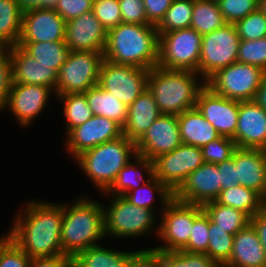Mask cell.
I'll return each instance as SVG.
<instances>
[{
    "instance_id": "cell-1",
    "label": "cell",
    "mask_w": 266,
    "mask_h": 267,
    "mask_svg": "<svg viewBox=\"0 0 266 267\" xmlns=\"http://www.w3.org/2000/svg\"><path fill=\"white\" fill-rule=\"evenodd\" d=\"M26 204L25 209L19 210L13 219L14 222L6 235L30 258L63 255V203L30 200Z\"/></svg>"
},
{
    "instance_id": "cell-2",
    "label": "cell",
    "mask_w": 266,
    "mask_h": 267,
    "mask_svg": "<svg viewBox=\"0 0 266 267\" xmlns=\"http://www.w3.org/2000/svg\"><path fill=\"white\" fill-rule=\"evenodd\" d=\"M158 47L155 25L120 23L108 31L104 59L149 70L158 64Z\"/></svg>"
},
{
    "instance_id": "cell-3",
    "label": "cell",
    "mask_w": 266,
    "mask_h": 267,
    "mask_svg": "<svg viewBox=\"0 0 266 267\" xmlns=\"http://www.w3.org/2000/svg\"><path fill=\"white\" fill-rule=\"evenodd\" d=\"M79 197L71 206L63 204L61 246L63 254L71 258L106 237L103 204L87 195Z\"/></svg>"
},
{
    "instance_id": "cell-4",
    "label": "cell",
    "mask_w": 266,
    "mask_h": 267,
    "mask_svg": "<svg viewBox=\"0 0 266 267\" xmlns=\"http://www.w3.org/2000/svg\"><path fill=\"white\" fill-rule=\"evenodd\" d=\"M197 72L168 70L159 66L149 69L148 89L153 94L161 114L180 115L196 107L200 91L206 82Z\"/></svg>"
},
{
    "instance_id": "cell-5",
    "label": "cell",
    "mask_w": 266,
    "mask_h": 267,
    "mask_svg": "<svg viewBox=\"0 0 266 267\" xmlns=\"http://www.w3.org/2000/svg\"><path fill=\"white\" fill-rule=\"evenodd\" d=\"M136 156L135 142L123 135L88 149L74 159L81 171L103 194L114 183L120 170L132 160L131 157Z\"/></svg>"
},
{
    "instance_id": "cell-6",
    "label": "cell",
    "mask_w": 266,
    "mask_h": 267,
    "mask_svg": "<svg viewBox=\"0 0 266 267\" xmlns=\"http://www.w3.org/2000/svg\"><path fill=\"white\" fill-rule=\"evenodd\" d=\"M110 206L104 207L105 236L129 238L147 236L152 231L158 234L156 213L131 204L123 196H111ZM156 226V229H155Z\"/></svg>"
},
{
    "instance_id": "cell-7",
    "label": "cell",
    "mask_w": 266,
    "mask_h": 267,
    "mask_svg": "<svg viewBox=\"0 0 266 267\" xmlns=\"http://www.w3.org/2000/svg\"><path fill=\"white\" fill-rule=\"evenodd\" d=\"M158 35L157 66L168 70H190L198 73L201 34L189 27Z\"/></svg>"
},
{
    "instance_id": "cell-8",
    "label": "cell",
    "mask_w": 266,
    "mask_h": 267,
    "mask_svg": "<svg viewBox=\"0 0 266 267\" xmlns=\"http://www.w3.org/2000/svg\"><path fill=\"white\" fill-rule=\"evenodd\" d=\"M201 205L188 204L172 198L161 210L158 238L163 245L152 247L155 251L176 252L183 250L189 241L194 220L203 212Z\"/></svg>"
},
{
    "instance_id": "cell-9",
    "label": "cell",
    "mask_w": 266,
    "mask_h": 267,
    "mask_svg": "<svg viewBox=\"0 0 266 267\" xmlns=\"http://www.w3.org/2000/svg\"><path fill=\"white\" fill-rule=\"evenodd\" d=\"M104 52L71 51L67 62L60 66L55 86V96L85 93L98 85Z\"/></svg>"
},
{
    "instance_id": "cell-10",
    "label": "cell",
    "mask_w": 266,
    "mask_h": 267,
    "mask_svg": "<svg viewBox=\"0 0 266 267\" xmlns=\"http://www.w3.org/2000/svg\"><path fill=\"white\" fill-rule=\"evenodd\" d=\"M240 37L235 24L223 27L202 36L198 74L205 82L217 71L237 62Z\"/></svg>"
},
{
    "instance_id": "cell-11",
    "label": "cell",
    "mask_w": 266,
    "mask_h": 267,
    "mask_svg": "<svg viewBox=\"0 0 266 267\" xmlns=\"http://www.w3.org/2000/svg\"><path fill=\"white\" fill-rule=\"evenodd\" d=\"M266 72L260 67L234 62L214 73L206 86L214 93L236 101L254 100Z\"/></svg>"
},
{
    "instance_id": "cell-12",
    "label": "cell",
    "mask_w": 266,
    "mask_h": 267,
    "mask_svg": "<svg viewBox=\"0 0 266 267\" xmlns=\"http://www.w3.org/2000/svg\"><path fill=\"white\" fill-rule=\"evenodd\" d=\"M149 70L103 61L98 85L127 106L148 88Z\"/></svg>"
},
{
    "instance_id": "cell-13",
    "label": "cell",
    "mask_w": 266,
    "mask_h": 267,
    "mask_svg": "<svg viewBox=\"0 0 266 267\" xmlns=\"http://www.w3.org/2000/svg\"><path fill=\"white\" fill-rule=\"evenodd\" d=\"M203 163L201 148L181 143L173 151L153 160L154 176L174 193Z\"/></svg>"
},
{
    "instance_id": "cell-14",
    "label": "cell",
    "mask_w": 266,
    "mask_h": 267,
    "mask_svg": "<svg viewBox=\"0 0 266 267\" xmlns=\"http://www.w3.org/2000/svg\"><path fill=\"white\" fill-rule=\"evenodd\" d=\"M65 135L66 151L75 158L88 149L123 136V128L109 118L93 115Z\"/></svg>"
},
{
    "instance_id": "cell-15",
    "label": "cell",
    "mask_w": 266,
    "mask_h": 267,
    "mask_svg": "<svg viewBox=\"0 0 266 267\" xmlns=\"http://www.w3.org/2000/svg\"><path fill=\"white\" fill-rule=\"evenodd\" d=\"M240 101L225 98L205 86L199 93L196 109L220 136L233 139L236 132Z\"/></svg>"
},
{
    "instance_id": "cell-16",
    "label": "cell",
    "mask_w": 266,
    "mask_h": 267,
    "mask_svg": "<svg viewBox=\"0 0 266 267\" xmlns=\"http://www.w3.org/2000/svg\"><path fill=\"white\" fill-rule=\"evenodd\" d=\"M221 185L217 164L204 162L186 177L173 193V198L180 202L203 206L217 199L222 191Z\"/></svg>"
},
{
    "instance_id": "cell-17",
    "label": "cell",
    "mask_w": 266,
    "mask_h": 267,
    "mask_svg": "<svg viewBox=\"0 0 266 267\" xmlns=\"http://www.w3.org/2000/svg\"><path fill=\"white\" fill-rule=\"evenodd\" d=\"M182 143L176 115L161 114L135 142L137 155L154 160Z\"/></svg>"
},
{
    "instance_id": "cell-18",
    "label": "cell",
    "mask_w": 266,
    "mask_h": 267,
    "mask_svg": "<svg viewBox=\"0 0 266 267\" xmlns=\"http://www.w3.org/2000/svg\"><path fill=\"white\" fill-rule=\"evenodd\" d=\"M53 92L54 90L47 86L12 84L5 109H10L18 124L24 128L43 113L50 95L55 94Z\"/></svg>"
},
{
    "instance_id": "cell-19",
    "label": "cell",
    "mask_w": 266,
    "mask_h": 267,
    "mask_svg": "<svg viewBox=\"0 0 266 267\" xmlns=\"http://www.w3.org/2000/svg\"><path fill=\"white\" fill-rule=\"evenodd\" d=\"M66 21L53 8L23 12L18 42H57L65 40Z\"/></svg>"
},
{
    "instance_id": "cell-20",
    "label": "cell",
    "mask_w": 266,
    "mask_h": 267,
    "mask_svg": "<svg viewBox=\"0 0 266 267\" xmlns=\"http://www.w3.org/2000/svg\"><path fill=\"white\" fill-rule=\"evenodd\" d=\"M108 32L93 11L66 22L65 40L71 51L104 52Z\"/></svg>"
},
{
    "instance_id": "cell-21",
    "label": "cell",
    "mask_w": 266,
    "mask_h": 267,
    "mask_svg": "<svg viewBox=\"0 0 266 267\" xmlns=\"http://www.w3.org/2000/svg\"><path fill=\"white\" fill-rule=\"evenodd\" d=\"M233 140L239 148L266 151V112L254 100L240 101Z\"/></svg>"
},
{
    "instance_id": "cell-22",
    "label": "cell",
    "mask_w": 266,
    "mask_h": 267,
    "mask_svg": "<svg viewBox=\"0 0 266 267\" xmlns=\"http://www.w3.org/2000/svg\"><path fill=\"white\" fill-rule=\"evenodd\" d=\"M12 61V84H33L51 87L55 93L57 72L35 60L19 45L7 47Z\"/></svg>"
},
{
    "instance_id": "cell-23",
    "label": "cell",
    "mask_w": 266,
    "mask_h": 267,
    "mask_svg": "<svg viewBox=\"0 0 266 267\" xmlns=\"http://www.w3.org/2000/svg\"><path fill=\"white\" fill-rule=\"evenodd\" d=\"M226 267H266L265 251L250 223L234 235L233 250Z\"/></svg>"
},
{
    "instance_id": "cell-24",
    "label": "cell",
    "mask_w": 266,
    "mask_h": 267,
    "mask_svg": "<svg viewBox=\"0 0 266 267\" xmlns=\"http://www.w3.org/2000/svg\"><path fill=\"white\" fill-rule=\"evenodd\" d=\"M234 161L239 184L260 195L266 173V151L237 147Z\"/></svg>"
},
{
    "instance_id": "cell-25",
    "label": "cell",
    "mask_w": 266,
    "mask_h": 267,
    "mask_svg": "<svg viewBox=\"0 0 266 267\" xmlns=\"http://www.w3.org/2000/svg\"><path fill=\"white\" fill-rule=\"evenodd\" d=\"M161 115L153 94L147 88L131 105L123 135L136 142Z\"/></svg>"
},
{
    "instance_id": "cell-26",
    "label": "cell",
    "mask_w": 266,
    "mask_h": 267,
    "mask_svg": "<svg viewBox=\"0 0 266 267\" xmlns=\"http://www.w3.org/2000/svg\"><path fill=\"white\" fill-rule=\"evenodd\" d=\"M134 159L125 165L111 187L104 192V195L124 196L127 192L137 189L143 184H146L154 176L153 160L137 155ZM147 174V179L144 181V174Z\"/></svg>"
},
{
    "instance_id": "cell-27",
    "label": "cell",
    "mask_w": 266,
    "mask_h": 267,
    "mask_svg": "<svg viewBox=\"0 0 266 267\" xmlns=\"http://www.w3.org/2000/svg\"><path fill=\"white\" fill-rule=\"evenodd\" d=\"M177 119L183 144L202 148L220 136L196 107L178 115Z\"/></svg>"
},
{
    "instance_id": "cell-28",
    "label": "cell",
    "mask_w": 266,
    "mask_h": 267,
    "mask_svg": "<svg viewBox=\"0 0 266 267\" xmlns=\"http://www.w3.org/2000/svg\"><path fill=\"white\" fill-rule=\"evenodd\" d=\"M130 251L108 249L100 244L91 246L71 258V267H129L139 250Z\"/></svg>"
},
{
    "instance_id": "cell-29",
    "label": "cell",
    "mask_w": 266,
    "mask_h": 267,
    "mask_svg": "<svg viewBox=\"0 0 266 267\" xmlns=\"http://www.w3.org/2000/svg\"><path fill=\"white\" fill-rule=\"evenodd\" d=\"M93 115L103 116L124 127L128 117V106L99 85L89 88L85 93Z\"/></svg>"
},
{
    "instance_id": "cell-30",
    "label": "cell",
    "mask_w": 266,
    "mask_h": 267,
    "mask_svg": "<svg viewBox=\"0 0 266 267\" xmlns=\"http://www.w3.org/2000/svg\"><path fill=\"white\" fill-rule=\"evenodd\" d=\"M29 55L57 73L60 66L67 62L71 49L64 41L57 42H18Z\"/></svg>"
},
{
    "instance_id": "cell-31",
    "label": "cell",
    "mask_w": 266,
    "mask_h": 267,
    "mask_svg": "<svg viewBox=\"0 0 266 267\" xmlns=\"http://www.w3.org/2000/svg\"><path fill=\"white\" fill-rule=\"evenodd\" d=\"M202 207L209 218L216 223V227L232 235L251 223V218L246 213L216 201L208 202Z\"/></svg>"
},
{
    "instance_id": "cell-32",
    "label": "cell",
    "mask_w": 266,
    "mask_h": 267,
    "mask_svg": "<svg viewBox=\"0 0 266 267\" xmlns=\"http://www.w3.org/2000/svg\"><path fill=\"white\" fill-rule=\"evenodd\" d=\"M227 22L220 11L218 1L193 0L191 28L202 36L223 27Z\"/></svg>"
},
{
    "instance_id": "cell-33",
    "label": "cell",
    "mask_w": 266,
    "mask_h": 267,
    "mask_svg": "<svg viewBox=\"0 0 266 267\" xmlns=\"http://www.w3.org/2000/svg\"><path fill=\"white\" fill-rule=\"evenodd\" d=\"M215 201L219 204L240 210L250 218L264 206L256 191L240 184L222 190Z\"/></svg>"
},
{
    "instance_id": "cell-34",
    "label": "cell",
    "mask_w": 266,
    "mask_h": 267,
    "mask_svg": "<svg viewBox=\"0 0 266 267\" xmlns=\"http://www.w3.org/2000/svg\"><path fill=\"white\" fill-rule=\"evenodd\" d=\"M23 11L16 0H0V41L6 46L18 44Z\"/></svg>"
},
{
    "instance_id": "cell-35",
    "label": "cell",
    "mask_w": 266,
    "mask_h": 267,
    "mask_svg": "<svg viewBox=\"0 0 266 267\" xmlns=\"http://www.w3.org/2000/svg\"><path fill=\"white\" fill-rule=\"evenodd\" d=\"M155 193L157 197H160L159 199L163 209L173 198V193L155 176L146 184L127 192L123 197L133 205L155 212L156 207L154 208L153 203V201L155 202Z\"/></svg>"
},
{
    "instance_id": "cell-36",
    "label": "cell",
    "mask_w": 266,
    "mask_h": 267,
    "mask_svg": "<svg viewBox=\"0 0 266 267\" xmlns=\"http://www.w3.org/2000/svg\"><path fill=\"white\" fill-rule=\"evenodd\" d=\"M59 101H63V116L66 122V134L73 128L84 124L93 117L91 108L84 93H69L56 96Z\"/></svg>"
},
{
    "instance_id": "cell-37",
    "label": "cell",
    "mask_w": 266,
    "mask_h": 267,
    "mask_svg": "<svg viewBox=\"0 0 266 267\" xmlns=\"http://www.w3.org/2000/svg\"><path fill=\"white\" fill-rule=\"evenodd\" d=\"M193 0H174L163 19L156 26L158 33L189 28L192 21Z\"/></svg>"
},
{
    "instance_id": "cell-38",
    "label": "cell",
    "mask_w": 266,
    "mask_h": 267,
    "mask_svg": "<svg viewBox=\"0 0 266 267\" xmlns=\"http://www.w3.org/2000/svg\"><path fill=\"white\" fill-rule=\"evenodd\" d=\"M209 244L207 255L218 265H224L232 254L234 235L227 233L223 229L216 227L209 218Z\"/></svg>"
},
{
    "instance_id": "cell-39",
    "label": "cell",
    "mask_w": 266,
    "mask_h": 267,
    "mask_svg": "<svg viewBox=\"0 0 266 267\" xmlns=\"http://www.w3.org/2000/svg\"><path fill=\"white\" fill-rule=\"evenodd\" d=\"M241 40H258L266 37V15L260 9L235 23Z\"/></svg>"
},
{
    "instance_id": "cell-40",
    "label": "cell",
    "mask_w": 266,
    "mask_h": 267,
    "mask_svg": "<svg viewBox=\"0 0 266 267\" xmlns=\"http://www.w3.org/2000/svg\"><path fill=\"white\" fill-rule=\"evenodd\" d=\"M170 267H217L218 264L207 254L157 251Z\"/></svg>"
},
{
    "instance_id": "cell-41",
    "label": "cell",
    "mask_w": 266,
    "mask_h": 267,
    "mask_svg": "<svg viewBox=\"0 0 266 267\" xmlns=\"http://www.w3.org/2000/svg\"><path fill=\"white\" fill-rule=\"evenodd\" d=\"M237 62L260 67L266 72V37L258 40H241Z\"/></svg>"
},
{
    "instance_id": "cell-42",
    "label": "cell",
    "mask_w": 266,
    "mask_h": 267,
    "mask_svg": "<svg viewBox=\"0 0 266 267\" xmlns=\"http://www.w3.org/2000/svg\"><path fill=\"white\" fill-rule=\"evenodd\" d=\"M209 216L203 211L195 220L189 241L183 251L188 253L207 254L209 244Z\"/></svg>"
},
{
    "instance_id": "cell-43",
    "label": "cell",
    "mask_w": 266,
    "mask_h": 267,
    "mask_svg": "<svg viewBox=\"0 0 266 267\" xmlns=\"http://www.w3.org/2000/svg\"><path fill=\"white\" fill-rule=\"evenodd\" d=\"M236 148L233 139L219 136L201 148L203 161L218 164L232 157Z\"/></svg>"
},
{
    "instance_id": "cell-44",
    "label": "cell",
    "mask_w": 266,
    "mask_h": 267,
    "mask_svg": "<svg viewBox=\"0 0 266 267\" xmlns=\"http://www.w3.org/2000/svg\"><path fill=\"white\" fill-rule=\"evenodd\" d=\"M30 257L8 236L0 237V267H28Z\"/></svg>"
},
{
    "instance_id": "cell-45",
    "label": "cell",
    "mask_w": 266,
    "mask_h": 267,
    "mask_svg": "<svg viewBox=\"0 0 266 267\" xmlns=\"http://www.w3.org/2000/svg\"><path fill=\"white\" fill-rule=\"evenodd\" d=\"M218 4L225 21L231 24L259 9V0H219Z\"/></svg>"
},
{
    "instance_id": "cell-46",
    "label": "cell",
    "mask_w": 266,
    "mask_h": 267,
    "mask_svg": "<svg viewBox=\"0 0 266 267\" xmlns=\"http://www.w3.org/2000/svg\"><path fill=\"white\" fill-rule=\"evenodd\" d=\"M92 11L107 32L122 23L118 0H94Z\"/></svg>"
},
{
    "instance_id": "cell-47",
    "label": "cell",
    "mask_w": 266,
    "mask_h": 267,
    "mask_svg": "<svg viewBox=\"0 0 266 267\" xmlns=\"http://www.w3.org/2000/svg\"><path fill=\"white\" fill-rule=\"evenodd\" d=\"M94 0H58L54 10L67 22L90 12Z\"/></svg>"
},
{
    "instance_id": "cell-48",
    "label": "cell",
    "mask_w": 266,
    "mask_h": 267,
    "mask_svg": "<svg viewBox=\"0 0 266 267\" xmlns=\"http://www.w3.org/2000/svg\"><path fill=\"white\" fill-rule=\"evenodd\" d=\"M122 23L149 25L143 0H118Z\"/></svg>"
},
{
    "instance_id": "cell-49",
    "label": "cell",
    "mask_w": 266,
    "mask_h": 267,
    "mask_svg": "<svg viewBox=\"0 0 266 267\" xmlns=\"http://www.w3.org/2000/svg\"><path fill=\"white\" fill-rule=\"evenodd\" d=\"M12 83V61L6 53L0 58V111L5 110Z\"/></svg>"
},
{
    "instance_id": "cell-50",
    "label": "cell",
    "mask_w": 266,
    "mask_h": 267,
    "mask_svg": "<svg viewBox=\"0 0 266 267\" xmlns=\"http://www.w3.org/2000/svg\"><path fill=\"white\" fill-rule=\"evenodd\" d=\"M147 21L157 26L174 0H143Z\"/></svg>"
},
{
    "instance_id": "cell-51",
    "label": "cell",
    "mask_w": 266,
    "mask_h": 267,
    "mask_svg": "<svg viewBox=\"0 0 266 267\" xmlns=\"http://www.w3.org/2000/svg\"><path fill=\"white\" fill-rule=\"evenodd\" d=\"M220 171V182L222 190L228 189L234 185H239V179L236 178V166L233 156L217 164Z\"/></svg>"
},
{
    "instance_id": "cell-52",
    "label": "cell",
    "mask_w": 266,
    "mask_h": 267,
    "mask_svg": "<svg viewBox=\"0 0 266 267\" xmlns=\"http://www.w3.org/2000/svg\"><path fill=\"white\" fill-rule=\"evenodd\" d=\"M160 253L151 248L139 250L132 258L129 267H159Z\"/></svg>"
},
{
    "instance_id": "cell-53",
    "label": "cell",
    "mask_w": 266,
    "mask_h": 267,
    "mask_svg": "<svg viewBox=\"0 0 266 267\" xmlns=\"http://www.w3.org/2000/svg\"><path fill=\"white\" fill-rule=\"evenodd\" d=\"M28 267H71V257L63 254L52 257L30 258Z\"/></svg>"
},
{
    "instance_id": "cell-54",
    "label": "cell",
    "mask_w": 266,
    "mask_h": 267,
    "mask_svg": "<svg viewBox=\"0 0 266 267\" xmlns=\"http://www.w3.org/2000/svg\"><path fill=\"white\" fill-rule=\"evenodd\" d=\"M251 224L256 229L266 256V205H264L252 218Z\"/></svg>"
},
{
    "instance_id": "cell-55",
    "label": "cell",
    "mask_w": 266,
    "mask_h": 267,
    "mask_svg": "<svg viewBox=\"0 0 266 267\" xmlns=\"http://www.w3.org/2000/svg\"><path fill=\"white\" fill-rule=\"evenodd\" d=\"M23 12L36 8H54L58 0H16Z\"/></svg>"
},
{
    "instance_id": "cell-56",
    "label": "cell",
    "mask_w": 266,
    "mask_h": 267,
    "mask_svg": "<svg viewBox=\"0 0 266 267\" xmlns=\"http://www.w3.org/2000/svg\"><path fill=\"white\" fill-rule=\"evenodd\" d=\"M254 101L266 112V76L262 79L256 91Z\"/></svg>"
},
{
    "instance_id": "cell-57",
    "label": "cell",
    "mask_w": 266,
    "mask_h": 267,
    "mask_svg": "<svg viewBox=\"0 0 266 267\" xmlns=\"http://www.w3.org/2000/svg\"><path fill=\"white\" fill-rule=\"evenodd\" d=\"M259 196H260L262 203L266 205V173H265V178H264V185Z\"/></svg>"
},
{
    "instance_id": "cell-58",
    "label": "cell",
    "mask_w": 266,
    "mask_h": 267,
    "mask_svg": "<svg viewBox=\"0 0 266 267\" xmlns=\"http://www.w3.org/2000/svg\"><path fill=\"white\" fill-rule=\"evenodd\" d=\"M259 9L266 15V0H259Z\"/></svg>"
},
{
    "instance_id": "cell-59",
    "label": "cell",
    "mask_w": 266,
    "mask_h": 267,
    "mask_svg": "<svg viewBox=\"0 0 266 267\" xmlns=\"http://www.w3.org/2000/svg\"><path fill=\"white\" fill-rule=\"evenodd\" d=\"M7 51V47L0 41V58H2Z\"/></svg>"
},
{
    "instance_id": "cell-60",
    "label": "cell",
    "mask_w": 266,
    "mask_h": 267,
    "mask_svg": "<svg viewBox=\"0 0 266 267\" xmlns=\"http://www.w3.org/2000/svg\"><path fill=\"white\" fill-rule=\"evenodd\" d=\"M159 267H170L161 257L160 255V264Z\"/></svg>"
},
{
    "instance_id": "cell-61",
    "label": "cell",
    "mask_w": 266,
    "mask_h": 267,
    "mask_svg": "<svg viewBox=\"0 0 266 267\" xmlns=\"http://www.w3.org/2000/svg\"><path fill=\"white\" fill-rule=\"evenodd\" d=\"M217 267H226L225 265H218Z\"/></svg>"
}]
</instances>
